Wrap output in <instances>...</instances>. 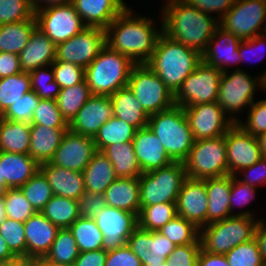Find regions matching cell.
<instances>
[{
	"label": "cell",
	"mask_w": 266,
	"mask_h": 266,
	"mask_svg": "<svg viewBox=\"0 0 266 266\" xmlns=\"http://www.w3.org/2000/svg\"><path fill=\"white\" fill-rule=\"evenodd\" d=\"M37 266H52V265H49L44 260L40 259L37 263Z\"/></svg>",
	"instance_id": "73"
},
{
	"label": "cell",
	"mask_w": 266,
	"mask_h": 266,
	"mask_svg": "<svg viewBox=\"0 0 266 266\" xmlns=\"http://www.w3.org/2000/svg\"><path fill=\"white\" fill-rule=\"evenodd\" d=\"M241 41L219 25L202 54V61L222 72H227L232 66H235L232 70H242L238 51Z\"/></svg>",
	"instance_id": "20"
},
{
	"label": "cell",
	"mask_w": 266,
	"mask_h": 266,
	"mask_svg": "<svg viewBox=\"0 0 266 266\" xmlns=\"http://www.w3.org/2000/svg\"><path fill=\"white\" fill-rule=\"evenodd\" d=\"M93 138L67 130L50 163L83 172L96 152Z\"/></svg>",
	"instance_id": "18"
},
{
	"label": "cell",
	"mask_w": 266,
	"mask_h": 266,
	"mask_svg": "<svg viewBox=\"0 0 266 266\" xmlns=\"http://www.w3.org/2000/svg\"><path fill=\"white\" fill-rule=\"evenodd\" d=\"M201 62V53L161 33L146 65L175 94Z\"/></svg>",
	"instance_id": "3"
},
{
	"label": "cell",
	"mask_w": 266,
	"mask_h": 266,
	"mask_svg": "<svg viewBox=\"0 0 266 266\" xmlns=\"http://www.w3.org/2000/svg\"><path fill=\"white\" fill-rule=\"evenodd\" d=\"M261 217L233 215L200 229L201 248L211 254L225 255L239 244L254 239Z\"/></svg>",
	"instance_id": "6"
},
{
	"label": "cell",
	"mask_w": 266,
	"mask_h": 266,
	"mask_svg": "<svg viewBox=\"0 0 266 266\" xmlns=\"http://www.w3.org/2000/svg\"><path fill=\"white\" fill-rule=\"evenodd\" d=\"M20 189L36 212H41L53 196L51 186L40 170Z\"/></svg>",
	"instance_id": "44"
},
{
	"label": "cell",
	"mask_w": 266,
	"mask_h": 266,
	"mask_svg": "<svg viewBox=\"0 0 266 266\" xmlns=\"http://www.w3.org/2000/svg\"><path fill=\"white\" fill-rule=\"evenodd\" d=\"M41 213L59 229L69 228L79 217V202L53 195Z\"/></svg>",
	"instance_id": "38"
},
{
	"label": "cell",
	"mask_w": 266,
	"mask_h": 266,
	"mask_svg": "<svg viewBox=\"0 0 266 266\" xmlns=\"http://www.w3.org/2000/svg\"><path fill=\"white\" fill-rule=\"evenodd\" d=\"M208 197L207 224L233 216L230 212L232 175L206 178Z\"/></svg>",
	"instance_id": "29"
},
{
	"label": "cell",
	"mask_w": 266,
	"mask_h": 266,
	"mask_svg": "<svg viewBox=\"0 0 266 266\" xmlns=\"http://www.w3.org/2000/svg\"><path fill=\"white\" fill-rule=\"evenodd\" d=\"M30 124L0 117V151L29 154Z\"/></svg>",
	"instance_id": "34"
},
{
	"label": "cell",
	"mask_w": 266,
	"mask_h": 266,
	"mask_svg": "<svg viewBox=\"0 0 266 266\" xmlns=\"http://www.w3.org/2000/svg\"><path fill=\"white\" fill-rule=\"evenodd\" d=\"M37 27L56 45L72 38L86 26L72 3L35 11Z\"/></svg>",
	"instance_id": "13"
},
{
	"label": "cell",
	"mask_w": 266,
	"mask_h": 266,
	"mask_svg": "<svg viewBox=\"0 0 266 266\" xmlns=\"http://www.w3.org/2000/svg\"><path fill=\"white\" fill-rule=\"evenodd\" d=\"M92 95L86 80L69 88L60 89L56 102L68 124Z\"/></svg>",
	"instance_id": "40"
},
{
	"label": "cell",
	"mask_w": 266,
	"mask_h": 266,
	"mask_svg": "<svg viewBox=\"0 0 266 266\" xmlns=\"http://www.w3.org/2000/svg\"><path fill=\"white\" fill-rule=\"evenodd\" d=\"M187 173L183 162L142 173L139 177L140 207L176 203Z\"/></svg>",
	"instance_id": "8"
},
{
	"label": "cell",
	"mask_w": 266,
	"mask_h": 266,
	"mask_svg": "<svg viewBox=\"0 0 266 266\" xmlns=\"http://www.w3.org/2000/svg\"><path fill=\"white\" fill-rule=\"evenodd\" d=\"M162 0L159 14L162 33L203 54L220 25L216 17L188 5L183 0Z\"/></svg>",
	"instance_id": "2"
},
{
	"label": "cell",
	"mask_w": 266,
	"mask_h": 266,
	"mask_svg": "<svg viewBox=\"0 0 266 266\" xmlns=\"http://www.w3.org/2000/svg\"><path fill=\"white\" fill-rule=\"evenodd\" d=\"M72 0H31V5L34 11L52 6V5H64L71 3Z\"/></svg>",
	"instance_id": "67"
},
{
	"label": "cell",
	"mask_w": 266,
	"mask_h": 266,
	"mask_svg": "<svg viewBox=\"0 0 266 266\" xmlns=\"http://www.w3.org/2000/svg\"><path fill=\"white\" fill-rule=\"evenodd\" d=\"M198 266H229L225 255L211 254L201 248Z\"/></svg>",
	"instance_id": "64"
},
{
	"label": "cell",
	"mask_w": 266,
	"mask_h": 266,
	"mask_svg": "<svg viewBox=\"0 0 266 266\" xmlns=\"http://www.w3.org/2000/svg\"><path fill=\"white\" fill-rule=\"evenodd\" d=\"M257 187L240 182L236 176L232 175V187L230 194V212L232 215H247L250 217H257L252 209L241 210L235 213L236 208L241 209L246 207L250 202L256 199ZM236 207V208H235Z\"/></svg>",
	"instance_id": "50"
},
{
	"label": "cell",
	"mask_w": 266,
	"mask_h": 266,
	"mask_svg": "<svg viewBox=\"0 0 266 266\" xmlns=\"http://www.w3.org/2000/svg\"><path fill=\"white\" fill-rule=\"evenodd\" d=\"M51 67L54 71L55 81L61 89L69 88L85 80V68L80 65L54 61Z\"/></svg>",
	"instance_id": "55"
},
{
	"label": "cell",
	"mask_w": 266,
	"mask_h": 266,
	"mask_svg": "<svg viewBox=\"0 0 266 266\" xmlns=\"http://www.w3.org/2000/svg\"><path fill=\"white\" fill-rule=\"evenodd\" d=\"M188 5L203 11L220 21L232 8L236 0H183ZM216 14V16H215Z\"/></svg>",
	"instance_id": "59"
},
{
	"label": "cell",
	"mask_w": 266,
	"mask_h": 266,
	"mask_svg": "<svg viewBox=\"0 0 266 266\" xmlns=\"http://www.w3.org/2000/svg\"><path fill=\"white\" fill-rule=\"evenodd\" d=\"M132 6H127L105 29L106 45L128 56L135 64H146L151 58L157 39L162 33V23L141 16ZM157 25V26H156Z\"/></svg>",
	"instance_id": "1"
},
{
	"label": "cell",
	"mask_w": 266,
	"mask_h": 266,
	"mask_svg": "<svg viewBox=\"0 0 266 266\" xmlns=\"http://www.w3.org/2000/svg\"><path fill=\"white\" fill-rule=\"evenodd\" d=\"M0 235L15 256H27L24 223L5 218L0 224Z\"/></svg>",
	"instance_id": "48"
},
{
	"label": "cell",
	"mask_w": 266,
	"mask_h": 266,
	"mask_svg": "<svg viewBox=\"0 0 266 266\" xmlns=\"http://www.w3.org/2000/svg\"><path fill=\"white\" fill-rule=\"evenodd\" d=\"M109 97L114 117L125 121L137 130L148 126L149 115L128 87L119 89Z\"/></svg>",
	"instance_id": "33"
},
{
	"label": "cell",
	"mask_w": 266,
	"mask_h": 266,
	"mask_svg": "<svg viewBox=\"0 0 266 266\" xmlns=\"http://www.w3.org/2000/svg\"><path fill=\"white\" fill-rule=\"evenodd\" d=\"M136 128L125 121L112 116L98 130L93 138L97 151H102L111 144L133 141Z\"/></svg>",
	"instance_id": "39"
},
{
	"label": "cell",
	"mask_w": 266,
	"mask_h": 266,
	"mask_svg": "<svg viewBox=\"0 0 266 266\" xmlns=\"http://www.w3.org/2000/svg\"><path fill=\"white\" fill-rule=\"evenodd\" d=\"M106 45V33L98 27H85L72 38L56 45L55 61L86 68Z\"/></svg>",
	"instance_id": "14"
},
{
	"label": "cell",
	"mask_w": 266,
	"mask_h": 266,
	"mask_svg": "<svg viewBox=\"0 0 266 266\" xmlns=\"http://www.w3.org/2000/svg\"><path fill=\"white\" fill-rule=\"evenodd\" d=\"M259 74L252 76L245 69L223 72L216 102L234 123L240 119V111L243 113L245 107H251L256 92H263V79Z\"/></svg>",
	"instance_id": "7"
},
{
	"label": "cell",
	"mask_w": 266,
	"mask_h": 266,
	"mask_svg": "<svg viewBox=\"0 0 266 266\" xmlns=\"http://www.w3.org/2000/svg\"><path fill=\"white\" fill-rule=\"evenodd\" d=\"M39 170L49 182L53 195L79 200L85 193L83 172L68 170L50 162L41 164Z\"/></svg>",
	"instance_id": "26"
},
{
	"label": "cell",
	"mask_w": 266,
	"mask_h": 266,
	"mask_svg": "<svg viewBox=\"0 0 266 266\" xmlns=\"http://www.w3.org/2000/svg\"><path fill=\"white\" fill-rule=\"evenodd\" d=\"M125 0H72L86 27L106 29L128 6Z\"/></svg>",
	"instance_id": "25"
},
{
	"label": "cell",
	"mask_w": 266,
	"mask_h": 266,
	"mask_svg": "<svg viewBox=\"0 0 266 266\" xmlns=\"http://www.w3.org/2000/svg\"><path fill=\"white\" fill-rule=\"evenodd\" d=\"M127 245L140 259L142 265L160 264L175 249V244L158 231H149L139 226L132 232Z\"/></svg>",
	"instance_id": "21"
},
{
	"label": "cell",
	"mask_w": 266,
	"mask_h": 266,
	"mask_svg": "<svg viewBox=\"0 0 266 266\" xmlns=\"http://www.w3.org/2000/svg\"><path fill=\"white\" fill-rule=\"evenodd\" d=\"M127 87L149 116L175 105L174 94L146 64L132 68Z\"/></svg>",
	"instance_id": "10"
},
{
	"label": "cell",
	"mask_w": 266,
	"mask_h": 266,
	"mask_svg": "<svg viewBox=\"0 0 266 266\" xmlns=\"http://www.w3.org/2000/svg\"><path fill=\"white\" fill-rule=\"evenodd\" d=\"M27 256L43 259L50 251L59 228L41 212L24 222Z\"/></svg>",
	"instance_id": "24"
},
{
	"label": "cell",
	"mask_w": 266,
	"mask_h": 266,
	"mask_svg": "<svg viewBox=\"0 0 266 266\" xmlns=\"http://www.w3.org/2000/svg\"><path fill=\"white\" fill-rule=\"evenodd\" d=\"M158 232L169 238L176 246L193 244L200 237V229L178 215Z\"/></svg>",
	"instance_id": "45"
},
{
	"label": "cell",
	"mask_w": 266,
	"mask_h": 266,
	"mask_svg": "<svg viewBox=\"0 0 266 266\" xmlns=\"http://www.w3.org/2000/svg\"><path fill=\"white\" fill-rule=\"evenodd\" d=\"M243 175V176H242ZM234 176L242 182L254 187L266 185V157H262L252 166L239 170ZM239 176H241L239 178Z\"/></svg>",
	"instance_id": "60"
},
{
	"label": "cell",
	"mask_w": 266,
	"mask_h": 266,
	"mask_svg": "<svg viewBox=\"0 0 266 266\" xmlns=\"http://www.w3.org/2000/svg\"><path fill=\"white\" fill-rule=\"evenodd\" d=\"M135 65L128 56L105 45L85 68V80L93 95L110 96L127 87Z\"/></svg>",
	"instance_id": "4"
},
{
	"label": "cell",
	"mask_w": 266,
	"mask_h": 266,
	"mask_svg": "<svg viewBox=\"0 0 266 266\" xmlns=\"http://www.w3.org/2000/svg\"><path fill=\"white\" fill-rule=\"evenodd\" d=\"M94 220L103 234V249L105 251L126 245L128 238L138 227L136 214L111 206L103 208L102 213Z\"/></svg>",
	"instance_id": "16"
},
{
	"label": "cell",
	"mask_w": 266,
	"mask_h": 266,
	"mask_svg": "<svg viewBox=\"0 0 266 266\" xmlns=\"http://www.w3.org/2000/svg\"><path fill=\"white\" fill-rule=\"evenodd\" d=\"M200 238L193 244L178 245L167 257L165 266H198Z\"/></svg>",
	"instance_id": "56"
},
{
	"label": "cell",
	"mask_w": 266,
	"mask_h": 266,
	"mask_svg": "<svg viewBox=\"0 0 266 266\" xmlns=\"http://www.w3.org/2000/svg\"><path fill=\"white\" fill-rule=\"evenodd\" d=\"M34 15L31 0H0V25L28 20Z\"/></svg>",
	"instance_id": "53"
},
{
	"label": "cell",
	"mask_w": 266,
	"mask_h": 266,
	"mask_svg": "<svg viewBox=\"0 0 266 266\" xmlns=\"http://www.w3.org/2000/svg\"><path fill=\"white\" fill-rule=\"evenodd\" d=\"M39 101L40 98L33 90H31L11 105L0 117L6 120L31 124L33 113L35 112Z\"/></svg>",
	"instance_id": "52"
},
{
	"label": "cell",
	"mask_w": 266,
	"mask_h": 266,
	"mask_svg": "<svg viewBox=\"0 0 266 266\" xmlns=\"http://www.w3.org/2000/svg\"><path fill=\"white\" fill-rule=\"evenodd\" d=\"M19 55L0 52V78L21 73Z\"/></svg>",
	"instance_id": "62"
},
{
	"label": "cell",
	"mask_w": 266,
	"mask_h": 266,
	"mask_svg": "<svg viewBox=\"0 0 266 266\" xmlns=\"http://www.w3.org/2000/svg\"><path fill=\"white\" fill-rule=\"evenodd\" d=\"M229 266H265L255 239L234 247L225 254Z\"/></svg>",
	"instance_id": "47"
},
{
	"label": "cell",
	"mask_w": 266,
	"mask_h": 266,
	"mask_svg": "<svg viewBox=\"0 0 266 266\" xmlns=\"http://www.w3.org/2000/svg\"><path fill=\"white\" fill-rule=\"evenodd\" d=\"M14 257L15 255L10 251L3 237L0 235V261L5 262Z\"/></svg>",
	"instance_id": "68"
},
{
	"label": "cell",
	"mask_w": 266,
	"mask_h": 266,
	"mask_svg": "<svg viewBox=\"0 0 266 266\" xmlns=\"http://www.w3.org/2000/svg\"><path fill=\"white\" fill-rule=\"evenodd\" d=\"M176 216V203H160L140 207L138 226L149 231H159Z\"/></svg>",
	"instance_id": "43"
},
{
	"label": "cell",
	"mask_w": 266,
	"mask_h": 266,
	"mask_svg": "<svg viewBox=\"0 0 266 266\" xmlns=\"http://www.w3.org/2000/svg\"><path fill=\"white\" fill-rule=\"evenodd\" d=\"M148 127L160 139L173 162L186 160L194 139L182 107L174 105L167 110L150 115Z\"/></svg>",
	"instance_id": "5"
},
{
	"label": "cell",
	"mask_w": 266,
	"mask_h": 266,
	"mask_svg": "<svg viewBox=\"0 0 266 266\" xmlns=\"http://www.w3.org/2000/svg\"><path fill=\"white\" fill-rule=\"evenodd\" d=\"M36 27L35 15L28 20L0 25V52L19 55Z\"/></svg>",
	"instance_id": "36"
},
{
	"label": "cell",
	"mask_w": 266,
	"mask_h": 266,
	"mask_svg": "<svg viewBox=\"0 0 266 266\" xmlns=\"http://www.w3.org/2000/svg\"><path fill=\"white\" fill-rule=\"evenodd\" d=\"M55 56L56 44L36 27L19 54L21 70L30 73L39 67L52 65Z\"/></svg>",
	"instance_id": "27"
},
{
	"label": "cell",
	"mask_w": 266,
	"mask_h": 266,
	"mask_svg": "<svg viewBox=\"0 0 266 266\" xmlns=\"http://www.w3.org/2000/svg\"><path fill=\"white\" fill-rule=\"evenodd\" d=\"M238 51L241 58V64H244V62L246 64V61L249 63L253 60V58L256 62L260 61L262 57L264 58V55H266V32L256 35L251 39L242 40L238 47ZM249 56L251 59L249 58Z\"/></svg>",
	"instance_id": "57"
},
{
	"label": "cell",
	"mask_w": 266,
	"mask_h": 266,
	"mask_svg": "<svg viewBox=\"0 0 266 266\" xmlns=\"http://www.w3.org/2000/svg\"><path fill=\"white\" fill-rule=\"evenodd\" d=\"M31 124H40L51 128H68V123L62 116L56 100L40 99L33 113Z\"/></svg>",
	"instance_id": "51"
},
{
	"label": "cell",
	"mask_w": 266,
	"mask_h": 266,
	"mask_svg": "<svg viewBox=\"0 0 266 266\" xmlns=\"http://www.w3.org/2000/svg\"><path fill=\"white\" fill-rule=\"evenodd\" d=\"M262 157H266V132L257 136Z\"/></svg>",
	"instance_id": "69"
},
{
	"label": "cell",
	"mask_w": 266,
	"mask_h": 266,
	"mask_svg": "<svg viewBox=\"0 0 266 266\" xmlns=\"http://www.w3.org/2000/svg\"><path fill=\"white\" fill-rule=\"evenodd\" d=\"M177 215L201 229L207 225L208 197L205 179L186 178L176 201Z\"/></svg>",
	"instance_id": "19"
},
{
	"label": "cell",
	"mask_w": 266,
	"mask_h": 266,
	"mask_svg": "<svg viewBox=\"0 0 266 266\" xmlns=\"http://www.w3.org/2000/svg\"><path fill=\"white\" fill-rule=\"evenodd\" d=\"M107 251L104 249L79 252L74 266H105Z\"/></svg>",
	"instance_id": "63"
},
{
	"label": "cell",
	"mask_w": 266,
	"mask_h": 266,
	"mask_svg": "<svg viewBox=\"0 0 266 266\" xmlns=\"http://www.w3.org/2000/svg\"><path fill=\"white\" fill-rule=\"evenodd\" d=\"M39 164L29 155L0 151L2 178L9 188H20L36 172Z\"/></svg>",
	"instance_id": "28"
},
{
	"label": "cell",
	"mask_w": 266,
	"mask_h": 266,
	"mask_svg": "<svg viewBox=\"0 0 266 266\" xmlns=\"http://www.w3.org/2000/svg\"><path fill=\"white\" fill-rule=\"evenodd\" d=\"M260 75L262 76V79H263V90L266 93V69L265 71H262Z\"/></svg>",
	"instance_id": "72"
},
{
	"label": "cell",
	"mask_w": 266,
	"mask_h": 266,
	"mask_svg": "<svg viewBox=\"0 0 266 266\" xmlns=\"http://www.w3.org/2000/svg\"><path fill=\"white\" fill-rule=\"evenodd\" d=\"M259 99L254 101L248 109L246 119L243 120L240 118L236 122L245 132L255 137L266 132V98Z\"/></svg>",
	"instance_id": "54"
},
{
	"label": "cell",
	"mask_w": 266,
	"mask_h": 266,
	"mask_svg": "<svg viewBox=\"0 0 266 266\" xmlns=\"http://www.w3.org/2000/svg\"><path fill=\"white\" fill-rule=\"evenodd\" d=\"M219 24L241 40L265 33L266 0H236Z\"/></svg>",
	"instance_id": "12"
},
{
	"label": "cell",
	"mask_w": 266,
	"mask_h": 266,
	"mask_svg": "<svg viewBox=\"0 0 266 266\" xmlns=\"http://www.w3.org/2000/svg\"><path fill=\"white\" fill-rule=\"evenodd\" d=\"M194 141L225 135L234 124L217 102L183 108Z\"/></svg>",
	"instance_id": "15"
},
{
	"label": "cell",
	"mask_w": 266,
	"mask_h": 266,
	"mask_svg": "<svg viewBox=\"0 0 266 266\" xmlns=\"http://www.w3.org/2000/svg\"><path fill=\"white\" fill-rule=\"evenodd\" d=\"M106 205L139 215V177L120 178L112 182L105 193Z\"/></svg>",
	"instance_id": "31"
},
{
	"label": "cell",
	"mask_w": 266,
	"mask_h": 266,
	"mask_svg": "<svg viewBox=\"0 0 266 266\" xmlns=\"http://www.w3.org/2000/svg\"><path fill=\"white\" fill-rule=\"evenodd\" d=\"M113 116L109 96L92 95L68 124L72 132L94 138L99 128Z\"/></svg>",
	"instance_id": "22"
},
{
	"label": "cell",
	"mask_w": 266,
	"mask_h": 266,
	"mask_svg": "<svg viewBox=\"0 0 266 266\" xmlns=\"http://www.w3.org/2000/svg\"><path fill=\"white\" fill-rule=\"evenodd\" d=\"M29 91L31 83L27 72L0 78V116Z\"/></svg>",
	"instance_id": "42"
},
{
	"label": "cell",
	"mask_w": 266,
	"mask_h": 266,
	"mask_svg": "<svg viewBox=\"0 0 266 266\" xmlns=\"http://www.w3.org/2000/svg\"><path fill=\"white\" fill-rule=\"evenodd\" d=\"M9 187L6 185L4 178H2V172L0 167V197H4Z\"/></svg>",
	"instance_id": "70"
},
{
	"label": "cell",
	"mask_w": 266,
	"mask_h": 266,
	"mask_svg": "<svg viewBox=\"0 0 266 266\" xmlns=\"http://www.w3.org/2000/svg\"><path fill=\"white\" fill-rule=\"evenodd\" d=\"M68 128L30 124L29 155L39 164L49 163Z\"/></svg>",
	"instance_id": "30"
},
{
	"label": "cell",
	"mask_w": 266,
	"mask_h": 266,
	"mask_svg": "<svg viewBox=\"0 0 266 266\" xmlns=\"http://www.w3.org/2000/svg\"><path fill=\"white\" fill-rule=\"evenodd\" d=\"M79 202V215L82 218L95 219L102 213V209L105 208L106 200L104 194H93L85 192Z\"/></svg>",
	"instance_id": "58"
},
{
	"label": "cell",
	"mask_w": 266,
	"mask_h": 266,
	"mask_svg": "<svg viewBox=\"0 0 266 266\" xmlns=\"http://www.w3.org/2000/svg\"><path fill=\"white\" fill-rule=\"evenodd\" d=\"M254 239L257 242L258 248L263 256L264 262L266 263V220L259 219L255 229Z\"/></svg>",
	"instance_id": "65"
},
{
	"label": "cell",
	"mask_w": 266,
	"mask_h": 266,
	"mask_svg": "<svg viewBox=\"0 0 266 266\" xmlns=\"http://www.w3.org/2000/svg\"><path fill=\"white\" fill-rule=\"evenodd\" d=\"M79 255L75 238L69 228L59 229L50 251L42 259L52 266H74Z\"/></svg>",
	"instance_id": "37"
},
{
	"label": "cell",
	"mask_w": 266,
	"mask_h": 266,
	"mask_svg": "<svg viewBox=\"0 0 266 266\" xmlns=\"http://www.w3.org/2000/svg\"><path fill=\"white\" fill-rule=\"evenodd\" d=\"M105 266H142L140 259L126 244L117 249L107 251Z\"/></svg>",
	"instance_id": "61"
},
{
	"label": "cell",
	"mask_w": 266,
	"mask_h": 266,
	"mask_svg": "<svg viewBox=\"0 0 266 266\" xmlns=\"http://www.w3.org/2000/svg\"><path fill=\"white\" fill-rule=\"evenodd\" d=\"M79 252L103 249V234L92 218L79 217L70 227Z\"/></svg>",
	"instance_id": "41"
},
{
	"label": "cell",
	"mask_w": 266,
	"mask_h": 266,
	"mask_svg": "<svg viewBox=\"0 0 266 266\" xmlns=\"http://www.w3.org/2000/svg\"><path fill=\"white\" fill-rule=\"evenodd\" d=\"M102 152L113 164L117 177L133 178L140 177L142 175L132 141L108 145L102 150Z\"/></svg>",
	"instance_id": "35"
},
{
	"label": "cell",
	"mask_w": 266,
	"mask_h": 266,
	"mask_svg": "<svg viewBox=\"0 0 266 266\" xmlns=\"http://www.w3.org/2000/svg\"><path fill=\"white\" fill-rule=\"evenodd\" d=\"M222 74L221 70L202 61L174 94L175 105L186 108L216 102Z\"/></svg>",
	"instance_id": "11"
},
{
	"label": "cell",
	"mask_w": 266,
	"mask_h": 266,
	"mask_svg": "<svg viewBox=\"0 0 266 266\" xmlns=\"http://www.w3.org/2000/svg\"><path fill=\"white\" fill-rule=\"evenodd\" d=\"M31 90H33L40 99L56 100L60 86L55 81L54 71L51 65L39 67L29 73Z\"/></svg>",
	"instance_id": "46"
},
{
	"label": "cell",
	"mask_w": 266,
	"mask_h": 266,
	"mask_svg": "<svg viewBox=\"0 0 266 266\" xmlns=\"http://www.w3.org/2000/svg\"><path fill=\"white\" fill-rule=\"evenodd\" d=\"M228 172L235 175L239 170L252 166L262 158L257 137L245 132L234 123L225 134Z\"/></svg>",
	"instance_id": "17"
},
{
	"label": "cell",
	"mask_w": 266,
	"mask_h": 266,
	"mask_svg": "<svg viewBox=\"0 0 266 266\" xmlns=\"http://www.w3.org/2000/svg\"><path fill=\"white\" fill-rule=\"evenodd\" d=\"M6 218L25 222L36 213L20 188H9L4 196Z\"/></svg>",
	"instance_id": "49"
},
{
	"label": "cell",
	"mask_w": 266,
	"mask_h": 266,
	"mask_svg": "<svg viewBox=\"0 0 266 266\" xmlns=\"http://www.w3.org/2000/svg\"><path fill=\"white\" fill-rule=\"evenodd\" d=\"M183 163L188 178L206 179L229 175L225 135L194 141Z\"/></svg>",
	"instance_id": "9"
},
{
	"label": "cell",
	"mask_w": 266,
	"mask_h": 266,
	"mask_svg": "<svg viewBox=\"0 0 266 266\" xmlns=\"http://www.w3.org/2000/svg\"><path fill=\"white\" fill-rule=\"evenodd\" d=\"M132 143L142 173L173 163L160 139L148 126L136 130Z\"/></svg>",
	"instance_id": "23"
},
{
	"label": "cell",
	"mask_w": 266,
	"mask_h": 266,
	"mask_svg": "<svg viewBox=\"0 0 266 266\" xmlns=\"http://www.w3.org/2000/svg\"><path fill=\"white\" fill-rule=\"evenodd\" d=\"M6 218L4 197H0V224Z\"/></svg>",
	"instance_id": "71"
},
{
	"label": "cell",
	"mask_w": 266,
	"mask_h": 266,
	"mask_svg": "<svg viewBox=\"0 0 266 266\" xmlns=\"http://www.w3.org/2000/svg\"><path fill=\"white\" fill-rule=\"evenodd\" d=\"M85 192L104 194L108 186L118 177L113 164L102 151H96L83 170Z\"/></svg>",
	"instance_id": "32"
},
{
	"label": "cell",
	"mask_w": 266,
	"mask_h": 266,
	"mask_svg": "<svg viewBox=\"0 0 266 266\" xmlns=\"http://www.w3.org/2000/svg\"><path fill=\"white\" fill-rule=\"evenodd\" d=\"M142 266H165V262H160V264H147Z\"/></svg>",
	"instance_id": "74"
},
{
	"label": "cell",
	"mask_w": 266,
	"mask_h": 266,
	"mask_svg": "<svg viewBox=\"0 0 266 266\" xmlns=\"http://www.w3.org/2000/svg\"><path fill=\"white\" fill-rule=\"evenodd\" d=\"M40 259L31 256H15L3 262L2 266H37Z\"/></svg>",
	"instance_id": "66"
}]
</instances>
